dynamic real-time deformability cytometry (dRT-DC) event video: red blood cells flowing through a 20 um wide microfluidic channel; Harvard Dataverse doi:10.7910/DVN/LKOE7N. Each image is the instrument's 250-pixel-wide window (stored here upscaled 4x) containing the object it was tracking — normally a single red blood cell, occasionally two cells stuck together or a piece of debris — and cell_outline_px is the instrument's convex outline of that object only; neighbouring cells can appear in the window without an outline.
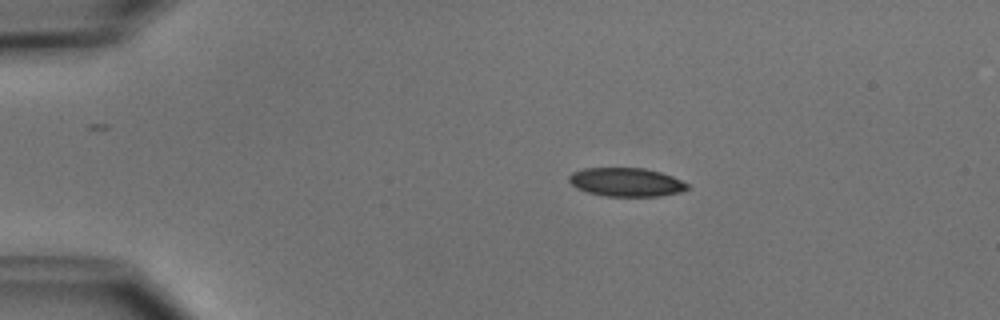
{"species": "common noctule bat (a hibernating species)", "species_latin": "Nyctalus noctula", "temperature_condition": "cold", "stored_images_in_passage": 4, "segment_of_instrument_passage": [2, 2], "camera_frame_rate_fps": 3000, "um_per_image_px": 0.085, "animal": {"sex": "male", "body_mass_g": 15.6}, "frame": {"image": 1, "passage_image": 4, "time_ms": 6.667, "image_size_px": [1000, 320], "cell_outline_px": [[688, 188], [680, 192], [660, 196], [604, 196], [588, 192], [576, 188], [568, 180], [568, 176], [572, 172], [584, 168], [644, 168], [660, 172], [672, 176], [688, 184]], "centroid_in_image_um": [53.2, 15.48], "position_along_channel_um": 31.8, "area_um2": 19.71}}